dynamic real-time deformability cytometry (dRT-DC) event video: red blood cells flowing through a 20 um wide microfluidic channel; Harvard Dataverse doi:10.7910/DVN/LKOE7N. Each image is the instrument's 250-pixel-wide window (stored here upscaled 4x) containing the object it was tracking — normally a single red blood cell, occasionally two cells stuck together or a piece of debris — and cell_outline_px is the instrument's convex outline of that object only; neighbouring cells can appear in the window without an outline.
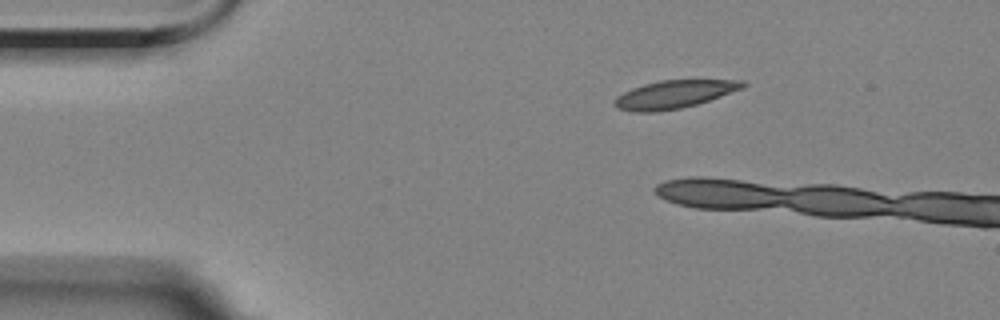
{"species": "Egyptian fruit bat (a non-hibernating species)", "species_latin": "Rousettus aegyptiacus", "temperature_condition": "room temperature", "stored_images_in_passage": 5, "segment_of_instrument_passage": [2, 2], "camera_frame_rate_fps": 3000, "um_per_image_px": 0.085, "animal": {"sex": "female"}, "frame": {"image": 1, "passage_image": 5, "time_ms": 7.333, "image_size_px": [1000, 320], "cell_outline_px": [[748, 84], [744, 88], [696, 104], [680, 108], [652, 112], [632, 112], [616, 108], [612, 104], [612, 100], [616, 96], [632, 88], [644, 84], [660, 80], [744, 80]], "centroid_in_image_um": [57.26, 8.02], "position_along_channel_um": 27.7, "area_um2": 20.92}}